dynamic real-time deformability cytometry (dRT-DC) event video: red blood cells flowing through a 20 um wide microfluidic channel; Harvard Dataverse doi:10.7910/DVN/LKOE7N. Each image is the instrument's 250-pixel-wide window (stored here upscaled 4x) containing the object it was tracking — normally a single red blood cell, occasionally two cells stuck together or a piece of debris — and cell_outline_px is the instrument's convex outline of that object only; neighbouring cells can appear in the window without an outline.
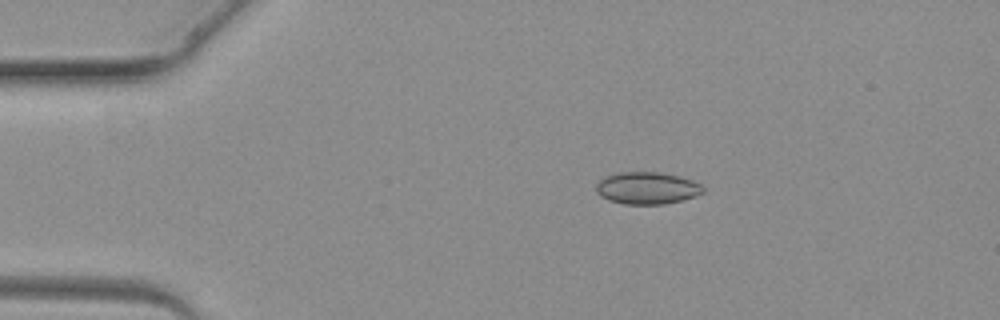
{"species": "common noctule bat (a hibernating species)", "species_latin": "Nyctalus noctula", "temperature_condition": "warm", "stored_images_in_passage": 3, "camera_frame_rate_fps": 3000, "um_per_image_px": 0.085, "animal": {"sex": "female", "body_mass_g": 19.3, "forearm_length_mm": 54.1}, "frame": {"image": 1, "passage_image": 2, "time_ms": 1.333, "image_size_px": [1000, 320], "cell_outline_px": [[704, 192], [696, 196], [664, 204], [624, 204], [608, 200], [600, 196], [596, 192], [596, 184], [604, 176], [620, 172], [656, 172], [676, 176], [692, 180], [700, 184], [704, 188]], "centroid_in_image_um": [54.97, 15.99], "position_along_channel_um": 30.0, "area_um2": 19.94}}